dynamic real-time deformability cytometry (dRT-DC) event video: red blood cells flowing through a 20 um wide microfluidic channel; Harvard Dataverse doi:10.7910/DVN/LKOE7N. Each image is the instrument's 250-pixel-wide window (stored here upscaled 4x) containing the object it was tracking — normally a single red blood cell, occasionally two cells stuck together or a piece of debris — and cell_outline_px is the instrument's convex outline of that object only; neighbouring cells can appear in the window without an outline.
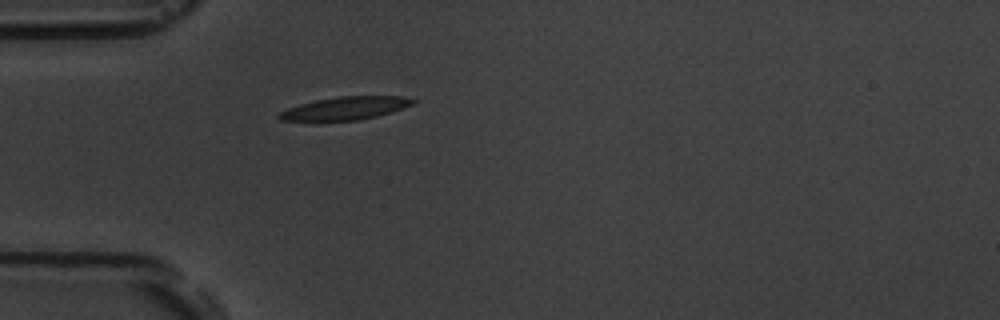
{"species": "common noctule bat (a hibernating species)", "species_latin": "Nyctalus noctula", "temperature_condition": "room temperature", "stored_images_in_passage": 1, "camera_frame_rate_fps": 3000, "um_per_image_px": 0.085, "animal": {"sex": "male", "body_mass_g": 19.5, "forearm_length_mm": 54.6}, "frame": {"image": 1, "passage_image": 1, "time_ms": 0.0, "image_size_px": [1000, 320], "cell_outline_px": [[420, 100], [404, 108], [392, 112], [360, 120], [280, 120], [276, 116], [280, 112], [288, 108], [300, 104], [316, 100], [340, 96], [404, 96]], "centroid_in_image_um": [29.42, 9.19], "position_along_channel_um": 55.6, "area_um2": 17.8}}